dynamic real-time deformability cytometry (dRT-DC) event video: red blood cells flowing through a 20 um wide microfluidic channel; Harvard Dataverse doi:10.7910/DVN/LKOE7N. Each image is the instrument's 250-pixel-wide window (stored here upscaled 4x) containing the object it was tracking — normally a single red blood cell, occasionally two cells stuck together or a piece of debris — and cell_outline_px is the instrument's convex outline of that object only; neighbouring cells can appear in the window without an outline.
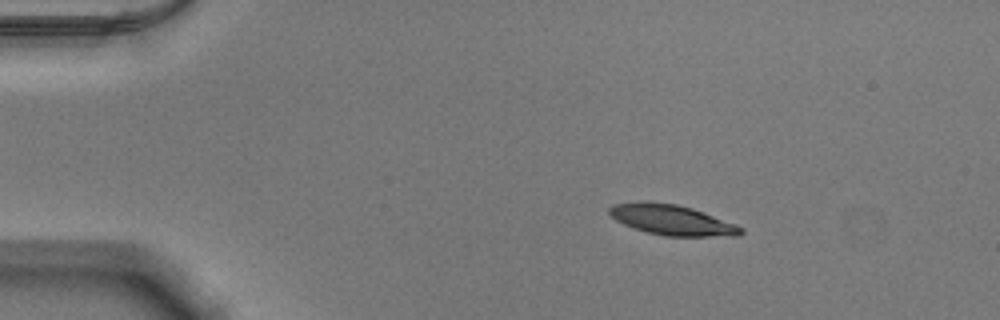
{"species": "Egyptian fruit bat (a non-hibernating species)", "species_latin": "Rousettus aegyptiacus", "temperature_condition": "warm", "stored_images_in_passage": 53, "camera_frame_rate_fps": 3000, "um_per_image_px": 0.085, "animal": {"sex": "male"}, "frame": {"image": 1, "passage_image": 9, "time_ms": 2.667, "image_size_px": [1000, 320], "cell_outline_px": [[744, 232], [740, 236], [664, 236], [648, 232], [624, 224], [616, 220], [608, 212], [608, 208], [612, 204], [640, 200], [644, 200], [676, 204], [692, 208], [736, 224], [744, 228]], "centroid_in_image_um": [57.11, 18.68], "position_along_channel_um": 27.9, "area_um2": 23.41}}
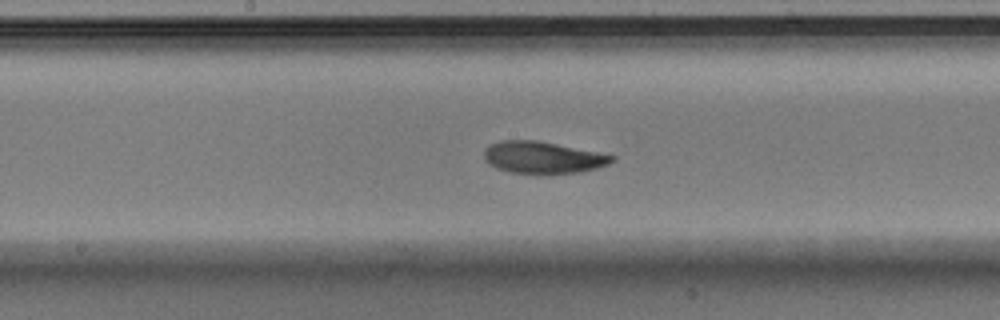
{"frame": {"image": 2, "passage_image": 28, "time_ms": 9.0, "image_size_px": [1000, 320], "cell_outline_px": [[616, 160], [608, 164], [596, 168], [580, 172], [540, 176], [508, 172], [496, 168], [488, 164], [484, 160], [484, 148], [500, 140], [536, 140], [616, 156]], "centroid_in_image_um": [46.1, 13.42], "position_along_channel_um": 202.1, "area_um2": 24.33}}
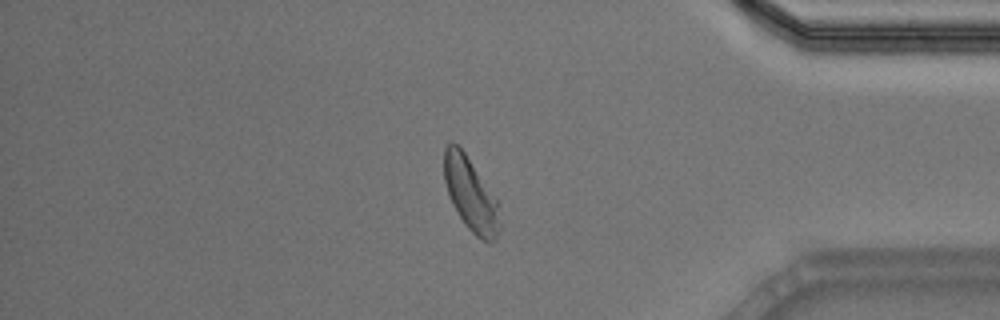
{"frame": {"image": 3, "passage_image": 45, "time_ms": 14.667, "image_size_px": [1000, 320], "cell_outline_px": [[500, 228], [496, 240], [480, 240], [464, 224], [452, 204], [444, 180], [444, 148], [452, 140], [464, 152], [496, 196]], "centroid_in_image_um": [40.0, 16.52], "position_along_channel_um": 395.2, "area_um2": 23.64}, "authors_computed_cell_mechanics": {"area_um2": 23.9292, "velocity_mm_per_s": 3.8428, "shape_relaxation_time_tau1_ms": 2.8681, "shape_relaxation_time_tau2_ms": 3.577, "deformation_change_tau1": 0.137, "deformation_change_tau2": 0.0841}}